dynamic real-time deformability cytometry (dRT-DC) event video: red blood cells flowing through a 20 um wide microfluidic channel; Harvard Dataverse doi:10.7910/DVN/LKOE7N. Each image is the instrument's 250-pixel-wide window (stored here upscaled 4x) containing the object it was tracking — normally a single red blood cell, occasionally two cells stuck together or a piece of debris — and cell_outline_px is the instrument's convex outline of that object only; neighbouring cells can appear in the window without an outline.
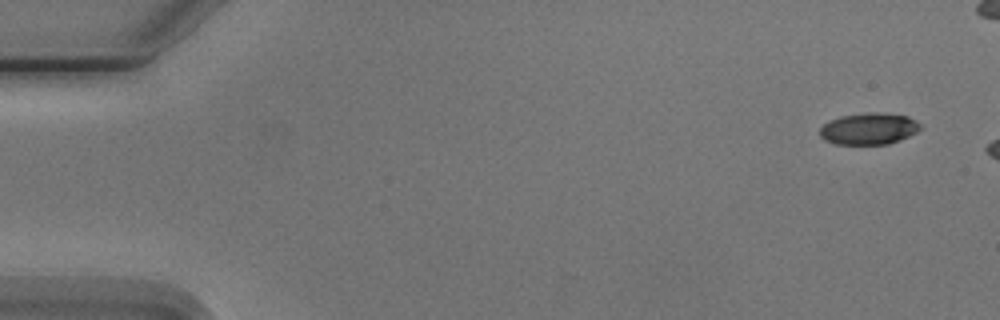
{"species": "Egyptian fruit bat (a non-hibernating species)", "species_latin": "Rousettus aegyptiacus", "temperature_condition": "cold", "stored_images_in_passage": 3, "camera_frame_rate_fps": 3000, "um_per_image_px": 0.085, "animal": {"sex": "male"}, "frame": {"image": 1, "passage_image": 1, "time_ms": 0.0, "image_size_px": [1000, 320], "cell_outline_px": [[920, 128], [916, 132], [900, 140], [888, 144], [836, 144], [824, 140], [820, 136], [820, 128], [828, 120], [840, 116], [868, 112], [884, 112], [908, 116], [916, 120], [920, 124]], "centroid_in_image_um": [73.84, 10.93], "position_along_channel_um": 11.2, "area_um2": 18.67}}